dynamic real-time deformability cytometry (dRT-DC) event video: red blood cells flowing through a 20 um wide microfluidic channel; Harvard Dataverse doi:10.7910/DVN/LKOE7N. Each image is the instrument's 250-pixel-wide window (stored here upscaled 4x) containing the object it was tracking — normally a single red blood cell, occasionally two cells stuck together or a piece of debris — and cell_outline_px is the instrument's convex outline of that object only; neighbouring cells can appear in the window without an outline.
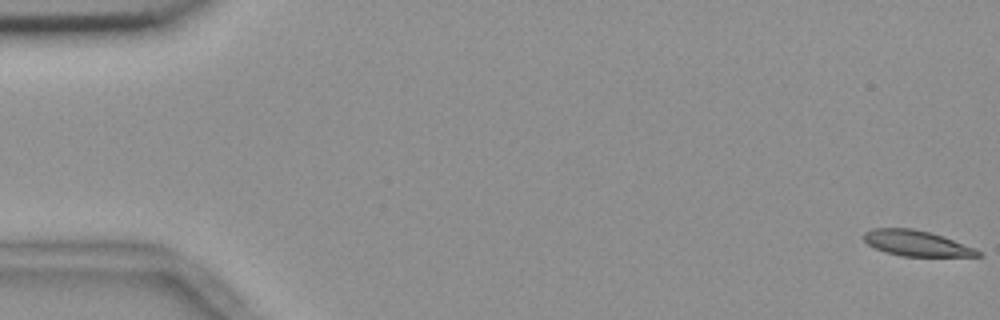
{"species": "common noctule bat (a hibernating species)", "species_latin": "Nyctalus noctula", "temperature_condition": "room temperature", "stored_images_in_passage": 57, "camera_frame_rate_fps": 3000, "um_per_image_px": 0.085, "animal": {"sex": "female", "body_mass_g": 18.4}, "frame": {"image": 1, "passage_image": 1, "time_ms": 0.0, "image_size_px": [1000, 320], "cell_outline_px": [[984, 256], [900, 256], [876, 248], [868, 244], [864, 240], [864, 232], [872, 228], [912, 228], [944, 236], [976, 248], [984, 252]], "centroid_in_image_um": [77.96, 20.68], "position_along_channel_um": 7.0, "area_um2": 17.05}}
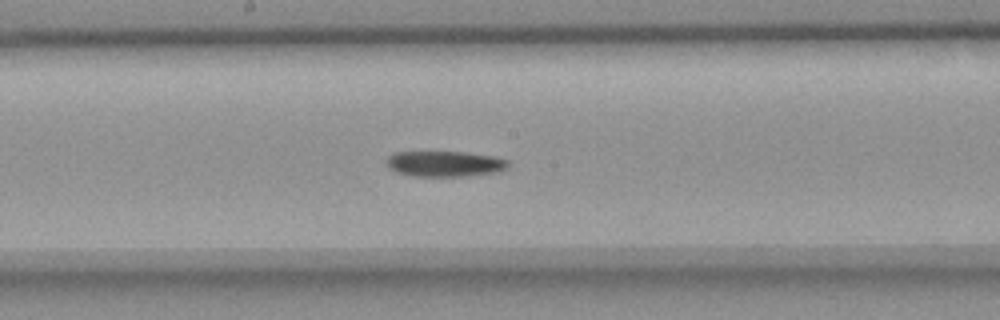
{"frame": {"image": 2, "passage_image": 30, "time_ms": 9.667, "image_size_px": [1000, 320], "cell_outline_px": [[508, 168], [500, 172], [464, 176], [412, 176], [396, 172], [388, 168], [384, 160], [388, 156], [396, 152], [464, 152], [496, 156], [508, 160]], "centroid_in_image_um": [37.8, 13.92], "position_along_channel_um": 210.4, "area_um2": 18.44}}
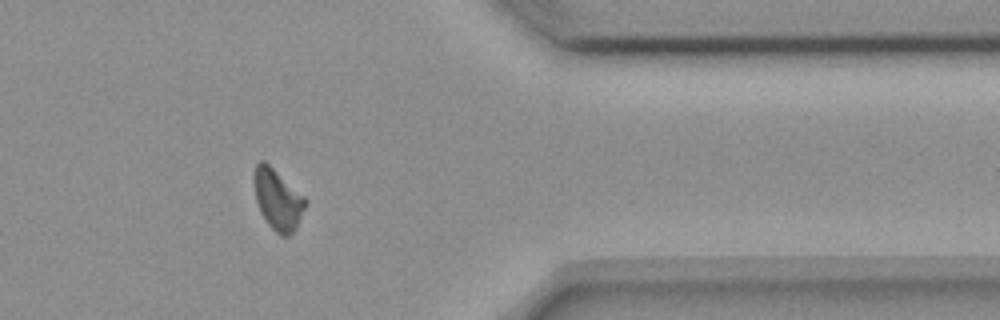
{"frame": {"image": 3, "passage_image": 46, "time_ms": 15.0, "image_size_px": [1000, 320], "cell_outline_px": [[308, 200], [296, 228], [288, 236], [280, 236], [268, 224], [260, 212], [256, 200], [252, 180], [252, 176], [256, 164], [260, 160], [264, 160], [304, 196]], "centroid_in_image_um": [23.58, 16.94], "position_along_channel_um": 387.8, "area_um2": 18.21}}